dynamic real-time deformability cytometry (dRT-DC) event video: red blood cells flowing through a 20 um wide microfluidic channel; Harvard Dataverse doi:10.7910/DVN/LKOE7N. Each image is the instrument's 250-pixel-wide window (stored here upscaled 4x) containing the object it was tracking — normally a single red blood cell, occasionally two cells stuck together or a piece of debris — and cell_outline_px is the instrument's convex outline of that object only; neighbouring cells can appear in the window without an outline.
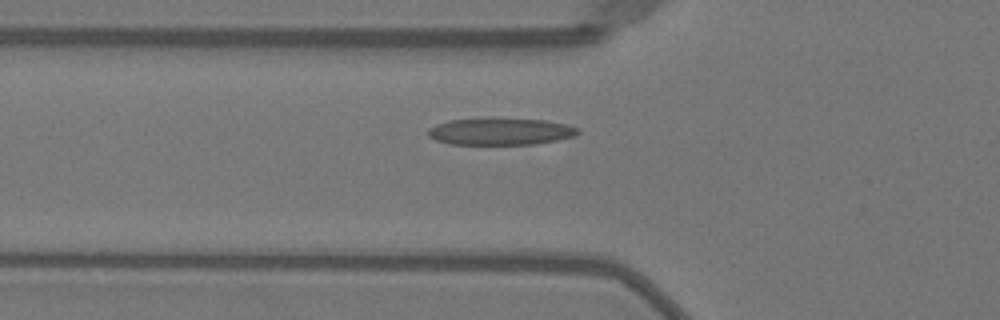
{"species": "Egyptian fruit bat (a non-hibernating species)", "species_latin": "Rousettus aegyptiacus", "temperature_condition": "warm", "stored_images_in_passage": 34, "camera_frame_rate_fps": 3000, "um_per_image_px": 0.085, "animal": {"sex": "female"}, "frame": {"image": 1, "passage_image": 4, "time_ms": 1.0, "image_size_px": [1000, 320], "cell_outline_px": [[580, 132], [572, 136], [556, 140], [532, 144], [452, 144], [436, 140], [428, 136], [428, 128], [436, 124], [448, 120], [544, 120], [564, 124], [580, 128]], "centroid_in_image_um": [42.52, 11.2], "position_along_channel_um": 83.3, "area_um2": 22.66}}
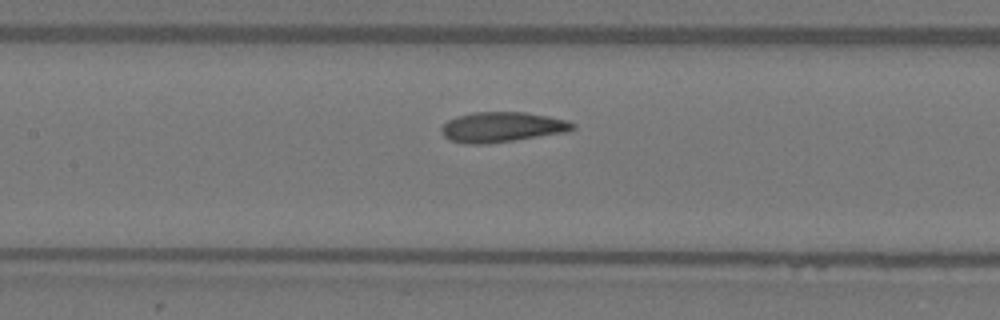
{"frame": {"image": 2, "passage_image": 10, "time_ms": 3.0, "image_size_px": [1000, 320], "cell_outline_px": [[576, 128], [568, 132], [488, 144], [464, 144], [452, 140], [444, 136], [440, 128], [448, 120], [456, 116], [476, 112], [524, 112], [548, 116], [568, 120], [576, 124]], "centroid_in_image_um": [42.7, 10.8], "position_along_channel_um": 164.7, "area_um2": 23.18}}
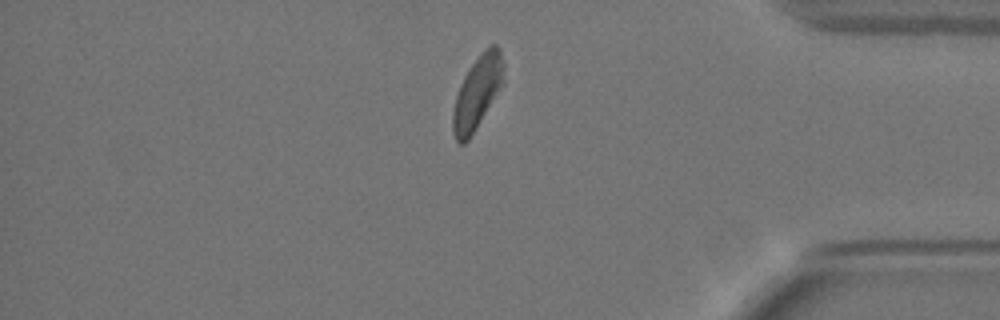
{"frame": {"image": 3, "passage_image": 29, "time_ms": 9.333, "image_size_px": [1000, 320], "cell_outline_px": [[504, 84], [468, 140], [464, 144], [460, 144], [456, 140], [452, 132], [452, 112], [456, 96], [460, 84], [464, 76], [480, 52], [488, 44], [496, 44], [500, 48], [504, 64]], "centroid_in_image_um": [40.59, 7.82], "position_along_channel_um": 394.6, "area_um2": 21.85}}